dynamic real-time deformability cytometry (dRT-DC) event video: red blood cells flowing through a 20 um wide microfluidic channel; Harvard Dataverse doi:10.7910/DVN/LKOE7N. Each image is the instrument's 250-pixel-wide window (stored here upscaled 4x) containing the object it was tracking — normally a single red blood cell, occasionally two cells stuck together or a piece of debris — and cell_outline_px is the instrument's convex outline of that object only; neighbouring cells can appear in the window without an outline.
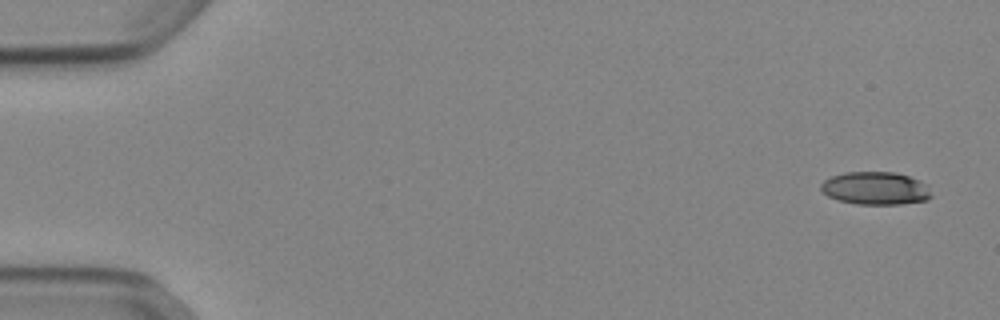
{"species": "Egyptian fruit bat (a non-hibernating species)", "species_latin": "Rousettus aegyptiacus", "temperature_condition": "cold", "stored_images_in_passage": 51, "camera_frame_rate_fps": 3000, "um_per_image_px": 0.085, "animal": {"sex": "female"}, "frame": {"image": 1, "passage_image": 1, "time_ms": 0.0, "image_size_px": [1000, 320], "cell_outline_px": [[932, 196], [928, 200], [900, 204], [856, 204], [840, 200], [828, 196], [820, 188], [820, 184], [824, 180], [832, 176], [844, 172], [896, 172], [920, 180], [928, 184]], "centroid_in_image_um": [74.45, 16.0], "position_along_channel_um": 10.6, "area_um2": 21.27}}
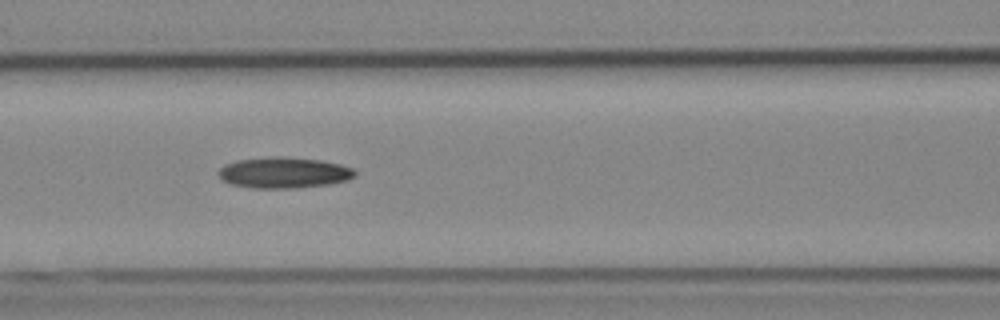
{"frame": {"image": 2, "passage_image": 22, "time_ms": 7.0, "image_size_px": [1000, 320], "cell_outline_px": [[356, 176], [348, 180], [328, 184], [292, 188], [252, 188], [232, 184], [224, 180], [216, 172], [224, 164], [236, 160], [268, 156], [284, 156], [320, 160], [340, 164], [352, 168], [356, 172]], "centroid_in_image_um": [24.12, 14.66], "position_along_channel_um": 142.5, "area_um2": 24.74}}
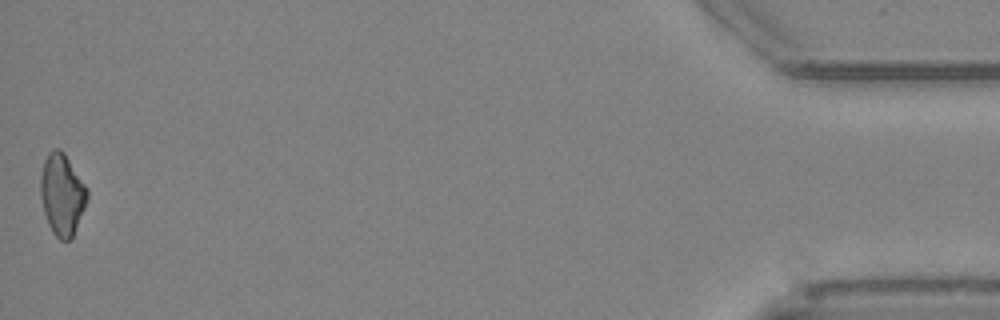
{"frame": {"image": 3, "passage_image": 51, "time_ms": 16.667, "image_size_px": [1000, 320], "cell_outline_px": [[88, 200], [72, 236], [68, 240], [60, 240], [52, 232], [48, 224], [44, 212], [40, 196], [40, 176], [44, 160], [48, 152], [52, 148], [60, 148], [64, 152], [88, 188]], "centroid_in_image_um": [5.27, 16.49], "position_along_channel_um": 429.9, "area_um2": 22.31}}